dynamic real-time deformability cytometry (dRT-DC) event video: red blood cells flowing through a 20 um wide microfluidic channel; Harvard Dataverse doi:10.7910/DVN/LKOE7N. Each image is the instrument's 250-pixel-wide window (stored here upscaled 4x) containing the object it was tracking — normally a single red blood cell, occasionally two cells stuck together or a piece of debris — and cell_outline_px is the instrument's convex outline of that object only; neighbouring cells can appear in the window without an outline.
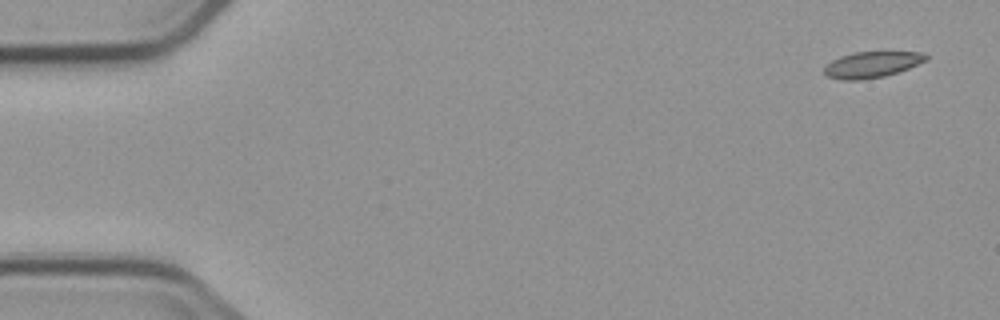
{"species": "common noctule bat (a hibernating species)", "species_latin": "Nyctalus noctula", "temperature_condition": "cold", "stored_images_in_passage": 5, "camera_frame_rate_fps": 3000, "um_per_image_px": 0.085, "animal": {"sex": "male", "body_mass_g": 23.1, "forearm_length_mm": 52.7}, "frame": {"image": 1, "passage_image": 1, "time_ms": 0.0, "image_size_px": [1000, 320], "cell_outline_px": [[928, 60], [908, 68], [884, 76], [860, 80], [840, 80], [828, 76], [824, 72], [824, 68], [832, 60], [840, 56], [852, 52], [920, 52], [928, 56]], "centroid_in_image_um": [74.1, 5.48], "position_along_channel_um": 10.9, "area_um2": 15.32}}
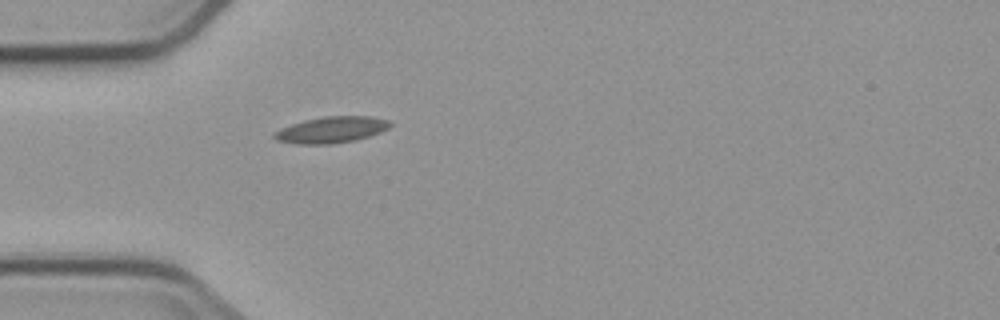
{"frame": {"image": 2, "passage_image": 5, "time_ms": 4.667, "image_size_px": [1000, 320], "cell_outline_px": [[392, 124], [388, 128], [380, 132], [356, 140], [332, 144], [296, 144], [276, 140], [272, 136], [272, 132], [280, 128], [304, 120], [324, 116], [372, 116], [388, 120]], "centroid_in_image_um": [28.13, 11.03], "position_along_channel_um": 56.9, "area_um2": 17.86}}